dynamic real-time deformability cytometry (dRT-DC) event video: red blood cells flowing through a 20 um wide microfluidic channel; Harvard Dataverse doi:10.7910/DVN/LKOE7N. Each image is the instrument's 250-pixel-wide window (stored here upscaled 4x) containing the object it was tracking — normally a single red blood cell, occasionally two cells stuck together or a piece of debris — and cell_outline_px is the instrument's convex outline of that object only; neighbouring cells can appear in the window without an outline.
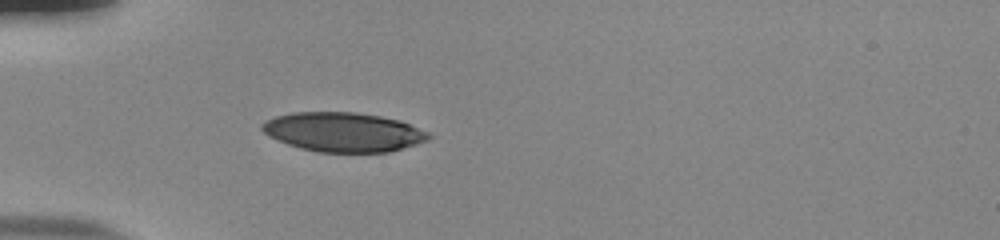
{"species": "human", "species_latin": "Homo sapiens", "temperature_condition": "room temperature", "stored_images_in_passage": 31, "camera_frame_rate_fps": 3000, "um_per_image_px": 0.085, "donor": {"sex": "male"}, "frame": {"image": 1, "passage_image": 1, "time_ms": 0.0, "image_size_px": [1000, 240], "cell_outline_px": [[432, 136], [428, 140], [388, 152], [316, 152], [300, 148], [288, 144], [268, 136], [260, 128], [260, 124], [276, 116], [292, 112], [356, 112], [380, 116], [400, 120], [428, 132]], "centroid_in_image_um": [29.16, 11.22], "position_along_channel_um": 55.8, "area_um2": 38.09}}
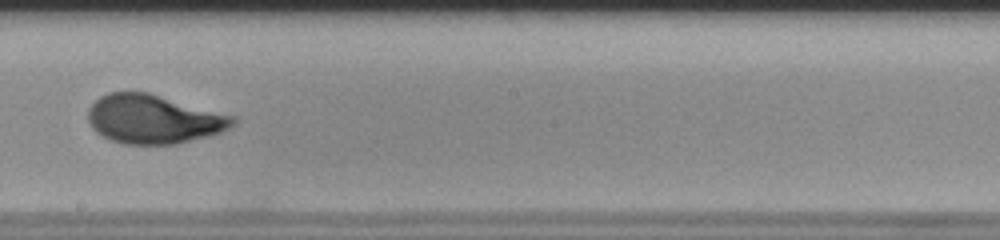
{"frame": {"image": 2, "passage_image": 16, "time_ms": 5.0, "image_size_px": [1000, 240], "cell_outline_px": [[236, 120], [228, 128], [220, 132], [176, 144], [124, 144], [112, 140], [96, 132], [92, 128], [88, 120], [88, 108], [100, 96], [108, 92], [148, 92], [232, 116]], "centroid_in_image_um": [12.98, 10.12], "position_along_channel_um": 235.2, "area_um2": 40.63}}
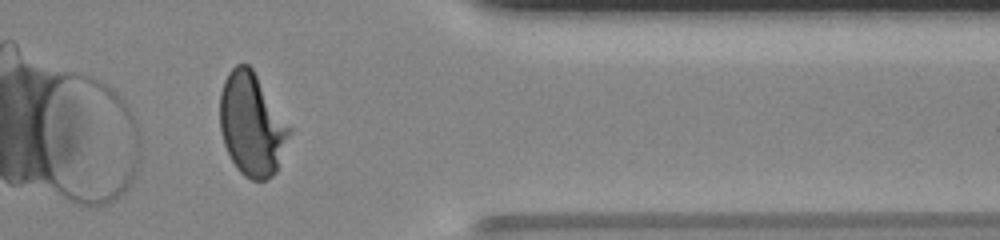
{"frame": {"image": 3, "passage_image": 29, "time_ms": 9.333, "image_size_px": [1000, 240], "cell_outline_px": [[292, 132], [276, 172], [272, 176], [264, 180], [252, 180], [244, 176], [236, 168], [224, 144], [220, 128], [220, 92], [224, 80], [228, 72], [236, 64], [248, 64], [252, 68], [292, 128]], "centroid_in_image_um": [21.41, 10.58], "position_along_channel_um": 390.0, "area_um2": 41.79}, "authors_computed_cell_mechanics": {"area_um2": 40.9224, "velocity_mm_per_s": 3.8446, "shape_relaxation_time_tau1_ms": 3.6848, "shape_relaxation_time_tau2_ms": 0.6889, "deformation_change_tau1": 0.1681, "deformation_change_tau2": 0.0564}}